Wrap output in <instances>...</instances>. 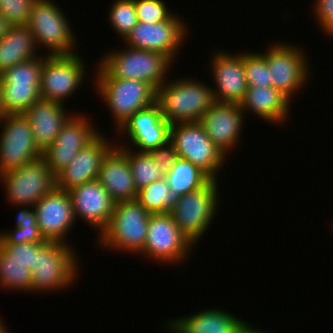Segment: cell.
Masks as SVG:
<instances>
[{"instance_id":"cell-19","label":"cell","mask_w":333,"mask_h":333,"mask_svg":"<svg viewBox=\"0 0 333 333\" xmlns=\"http://www.w3.org/2000/svg\"><path fill=\"white\" fill-rule=\"evenodd\" d=\"M244 116L240 104L215 102L198 122L211 141L228 157L240 142Z\"/></svg>"},{"instance_id":"cell-28","label":"cell","mask_w":333,"mask_h":333,"mask_svg":"<svg viewBox=\"0 0 333 333\" xmlns=\"http://www.w3.org/2000/svg\"><path fill=\"white\" fill-rule=\"evenodd\" d=\"M115 145L127 156L132 170L133 180L137 191L149 184L164 179L165 170L158 161H154L148 152L134 151L126 144ZM126 145V146H125Z\"/></svg>"},{"instance_id":"cell-44","label":"cell","mask_w":333,"mask_h":333,"mask_svg":"<svg viewBox=\"0 0 333 333\" xmlns=\"http://www.w3.org/2000/svg\"><path fill=\"white\" fill-rule=\"evenodd\" d=\"M4 115V109L2 104V84H1V75H0V118Z\"/></svg>"},{"instance_id":"cell-22","label":"cell","mask_w":333,"mask_h":333,"mask_svg":"<svg viewBox=\"0 0 333 333\" xmlns=\"http://www.w3.org/2000/svg\"><path fill=\"white\" fill-rule=\"evenodd\" d=\"M64 105L40 98L23 113L30 122L35 144L42 153L54 142L62 126L74 114L68 112Z\"/></svg>"},{"instance_id":"cell-9","label":"cell","mask_w":333,"mask_h":333,"mask_svg":"<svg viewBox=\"0 0 333 333\" xmlns=\"http://www.w3.org/2000/svg\"><path fill=\"white\" fill-rule=\"evenodd\" d=\"M169 142L180 158L189 160L212 179L219 180L217 175L223 170L227 157L211 141L199 122L171 125Z\"/></svg>"},{"instance_id":"cell-1","label":"cell","mask_w":333,"mask_h":333,"mask_svg":"<svg viewBox=\"0 0 333 333\" xmlns=\"http://www.w3.org/2000/svg\"><path fill=\"white\" fill-rule=\"evenodd\" d=\"M103 56L96 63L95 77L142 80L155 90L169 78L167 73L174 64L162 53L129 46L107 52Z\"/></svg>"},{"instance_id":"cell-25","label":"cell","mask_w":333,"mask_h":333,"mask_svg":"<svg viewBox=\"0 0 333 333\" xmlns=\"http://www.w3.org/2000/svg\"><path fill=\"white\" fill-rule=\"evenodd\" d=\"M290 103L292 102L274 87L254 86L247 88L240 107L246 115L247 112H252L261 120L283 126L290 117Z\"/></svg>"},{"instance_id":"cell-20","label":"cell","mask_w":333,"mask_h":333,"mask_svg":"<svg viewBox=\"0 0 333 333\" xmlns=\"http://www.w3.org/2000/svg\"><path fill=\"white\" fill-rule=\"evenodd\" d=\"M76 221L81 219L97 231V235L107 227L114 211L115 202L96 179L68 190Z\"/></svg>"},{"instance_id":"cell-43","label":"cell","mask_w":333,"mask_h":333,"mask_svg":"<svg viewBox=\"0 0 333 333\" xmlns=\"http://www.w3.org/2000/svg\"><path fill=\"white\" fill-rule=\"evenodd\" d=\"M11 25L6 18L0 14V39L7 33Z\"/></svg>"},{"instance_id":"cell-31","label":"cell","mask_w":333,"mask_h":333,"mask_svg":"<svg viewBox=\"0 0 333 333\" xmlns=\"http://www.w3.org/2000/svg\"><path fill=\"white\" fill-rule=\"evenodd\" d=\"M4 114H23L41 98L40 84H6L1 79Z\"/></svg>"},{"instance_id":"cell-13","label":"cell","mask_w":333,"mask_h":333,"mask_svg":"<svg viewBox=\"0 0 333 333\" xmlns=\"http://www.w3.org/2000/svg\"><path fill=\"white\" fill-rule=\"evenodd\" d=\"M178 16L173 13L166 21L153 24L138 22L123 40L125 46L162 53L175 63L189 27Z\"/></svg>"},{"instance_id":"cell-4","label":"cell","mask_w":333,"mask_h":333,"mask_svg":"<svg viewBox=\"0 0 333 333\" xmlns=\"http://www.w3.org/2000/svg\"><path fill=\"white\" fill-rule=\"evenodd\" d=\"M150 213L134 199L115 204L107 227L98 235L102 249L117 252L142 253L145 245Z\"/></svg>"},{"instance_id":"cell-5","label":"cell","mask_w":333,"mask_h":333,"mask_svg":"<svg viewBox=\"0 0 333 333\" xmlns=\"http://www.w3.org/2000/svg\"><path fill=\"white\" fill-rule=\"evenodd\" d=\"M94 79L93 86L112 114L116 131L136 112L156 102V90L145 81L116 77Z\"/></svg>"},{"instance_id":"cell-11","label":"cell","mask_w":333,"mask_h":333,"mask_svg":"<svg viewBox=\"0 0 333 333\" xmlns=\"http://www.w3.org/2000/svg\"><path fill=\"white\" fill-rule=\"evenodd\" d=\"M0 181L12 207L34 206L56 187V177L43 157L2 173Z\"/></svg>"},{"instance_id":"cell-16","label":"cell","mask_w":333,"mask_h":333,"mask_svg":"<svg viewBox=\"0 0 333 333\" xmlns=\"http://www.w3.org/2000/svg\"><path fill=\"white\" fill-rule=\"evenodd\" d=\"M214 52L209 64L214 80V87H211L215 100L219 103L240 104L248 88L244 71V52L231 54L220 48Z\"/></svg>"},{"instance_id":"cell-26","label":"cell","mask_w":333,"mask_h":333,"mask_svg":"<svg viewBox=\"0 0 333 333\" xmlns=\"http://www.w3.org/2000/svg\"><path fill=\"white\" fill-rule=\"evenodd\" d=\"M27 25L11 26L0 39V74L6 69L34 59L41 54Z\"/></svg>"},{"instance_id":"cell-27","label":"cell","mask_w":333,"mask_h":333,"mask_svg":"<svg viewBox=\"0 0 333 333\" xmlns=\"http://www.w3.org/2000/svg\"><path fill=\"white\" fill-rule=\"evenodd\" d=\"M165 179L177 197L202 188L212 180L200 167L180 157L165 172Z\"/></svg>"},{"instance_id":"cell-41","label":"cell","mask_w":333,"mask_h":333,"mask_svg":"<svg viewBox=\"0 0 333 333\" xmlns=\"http://www.w3.org/2000/svg\"><path fill=\"white\" fill-rule=\"evenodd\" d=\"M20 207V210L16 217L15 227H18L19 224H26L31 222H37L36 213L33 206H15ZM22 207V208H21ZM32 207V209L30 208Z\"/></svg>"},{"instance_id":"cell-38","label":"cell","mask_w":333,"mask_h":333,"mask_svg":"<svg viewBox=\"0 0 333 333\" xmlns=\"http://www.w3.org/2000/svg\"><path fill=\"white\" fill-rule=\"evenodd\" d=\"M315 1V2H314ZM312 13L326 36H333V0H313Z\"/></svg>"},{"instance_id":"cell-18","label":"cell","mask_w":333,"mask_h":333,"mask_svg":"<svg viewBox=\"0 0 333 333\" xmlns=\"http://www.w3.org/2000/svg\"><path fill=\"white\" fill-rule=\"evenodd\" d=\"M170 128L171 124L155 102L136 112L116 132L117 136L126 135L132 149L135 147L136 151L148 152L169 142Z\"/></svg>"},{"instance_id":"cell-3","label":"cell","mask_w":333,"mask_h":333,"mask_svg":"<svg viewBox=\"0 0 333 333\" xmlns=\"http://www.w3.org/2000/svg\"><path fill=\"white\" fill-rule=\"evenodd\" d=\"M69 245L57 241L35 243L32 293L48 294L73 286L79 278L80 265L75 248Z\"/></svg>"},{"instance_id":"cell-15","label":"cell","mask_w":333,"mask_h":333,"mask_svg":"<svg viewBox=\"0 0 333 333\" xmlns=\"http://www.w3.org/2000/svg\"><path fill=\"white\" fill-rule=\"evenodd\" d=\"M82 115L74 112L62 126L54 142L42 153L55 176L101 133L86 115Z\"/></svg>"},{"instance_id":"cell-32","label":"cell","mask_w":333,"mask_h":333,"mask_svg":"<svg viewBox=\"0 0 333 333\" xmlns=\"http://www.w3.org/2000/svg\"><path fill=\"white\" fill-rule=\"evenodd\" d=\"M108 20L123 41L138 23L134 0H115L109 10Z\"/></svg>"},{"instance_id":"cell-45","label":"cell","mask_w":333,"mask_h":333,"mask_svg":"<svg viewBox=\"0 0 333 333\" xmlns=\"http://www.w3.org/2000/svg\"><path fill=\"white\" fill-rule=\"evenodd\" d=\"M6 327V323H3V320L0 319V333H9V330Z\"/></svg>"},{"instance_id":"cell-29","label":"cell","mask_w":333,"mask_h":333,"mask_svg":"<svg viewBox=\"0 0 333 333\" xmlns=\"http://www.w3.org/2000/svg\"><path fill=\"white\" fill-rule=\"evenodd\" d=\"M0 288L1 290H12L32 293L31 270L23 262L11 260L0 247ZM3 288V289H2Z\"/></svg>"},{"instance_id":"cell-10","label":"cell","mask_w":333,"mask_h":333,"mask_svg":"<svg viewBox=\"0 0 333 333\" xmlns=\"http://www.w3.org/2000/svg\"><path fill=\"white\" fill-rule=\"evenodd\" d=\"M195 245L181 231L170 213L151 214L140 256L157 263L184 264Z\"/></svg>"},{"instance_id":"cell-7","label":"cell","mask_w":333,"mask_h":333,"mask_svg":"<svg viewBox=\"0 0 333 333\" xmlns=\"http://www.w3.org/2000/svg\"><path fill=\"white\" fill-rule=\"evenodd\" d=\"M219 185L218 180L212 179L206 186L179 196L176 206L170 211L180 231L194 245L204 237L218 213Z\"/></svg>"},{"instance_id":"cell-12","label":"cell","mask_w":333,"mask_h":333,"mask_svg":"<svg viewBox=\"0 0 333 333\" xmlns=\"http://www.w3.org/2000/svg\"><path fill=\"white\" fill-rule=\"evenodd\" d=\"M85 67V61L77 53L55 56L45 54L40 75L41 98L64 104L85 80L88 73Z\"/></svg>"},{"instance_id":"cell-34","label":"cell","mask_w":333,"mask_h":333,"mask_svg":"<svg viewBox=\"0 0 333 333\" xmlns=\"http://www.w3.org/2000/svg\"><path fill=\"white\" fill-rule=\"evenodd\" d=\"M244 71L248 87H273L265 56L259 52H244Z\"/></svg>"},{"instance_id":"cell-17","label":"cell","mask_w":333,"mask_h":333,"mask_svg":"<svg viewBox=\"0 0 333 333\" xmlns=\"http://www.w3.org/2000/svg\"><path fill=\"white\" fill-rule=\"evenodd\" d=\"M33 207L44 239L70 244L66 236L76 224V219L69 192L55 187Z\"/></svg>"},{"instance_id":"cell-39","label":"cell","mask_w":333,"mask_h":333,"mask_svg":"<svg viewBox=\"0 0 333 333\" xmlns=\"http://www.w3.org/2000/svg\"><path fill=\"white\" fill-rule=\"evenodd\" d=\"M0 247L10 255L11 260L23 262L30 270L34 267L35 243L0 245Z\"/></svg>"},{"instance_id":"cell-42","label":"cell","mask_w":333,"mask_h":333,"mask_svg":"<svg viewBox=\"0 0 333 333\" xmlns=\"http://www.w3.org/2000/svg\"><path fill=\"white\" fill-rule=\"evenodd\" d=\"M251 326L247 321H243V323L239 326L236 333H272L271 331L268 332L266 330H260L257 327Z\"/></svg>"},{"instance_id":"cell-14","label":"cell","mask_w":333,"mask_h":333,"mask_svg":"<svg viewBox=\"0 0 333 333\" xmlns=\"http://www.w3.org/2000/svg\"><path fill=\"white\" fill-rule=\"evenodd\" d=\"M0 123V175L42 157L23 114H4Z\"/></svg>"},{"instance_id":"cell-23","label":"cell","mask_w":333,"mask_h":333,"mask_svg":"<svg viewBox=\"0 0 333 333\" xmlns=\"http://www.w3.org/2000/svg\"><path fill=\"white\" fill-rule=\"evenodd\" d=\"M97 180L115 203L134 200L137 189L127 156L115 145L103 158Z\"/></svg>"},{"instance_id":"cell-37","label":"cell","mask_w":333,"mask_h":333,"mask_svg":"<svg viewBox=\"0 0 333 333\" xmlns=\"http://www.w3.org/2000/svg\"><path fill=\"white\" fill-rule=\"evenodd\" d=\"M37 0H0V14L11 26L27 25Z\"/></svg>"},{"instance_id":"cell-8","label":"cell","mask_w":333,"mask_h":333,"mask_svg":"<svg viewBox=\"0 0 333 333\" xmlns=\"http://www.w3.org/2000/svg\"><path fill=\"white\" fill-rule=\"evenodd\" d=\"M304 51L299 45L278 41L261 52L267 60L273 87L291 102L295 94L300 93L311 80L309 70L312 67Z\"/></svg>"},{"instance_id":"cell-35","label":"cell","mask_w":333,"mask_h":333,"mask_svg":"<svg viewBox=\"0 0 333 333\" xmlns=\"http://www.w3.org/2000/svg\"><path fill=\"white\" fill-rule=\"evenodd\" d=\"M164 0H134L138 22L158 23L166 21L174 12Z\"/></svg>"},{"instance_id":"cell-30","label":"cell","mask_w":333,"mask_h":333,"mask_svg":"<svg viewBox=\"0 0 333 333\" xmlns=\"http://www.w3.org/2000/svg\"><path fill=\"white\" fill-rule=\"evenodd\" d=\"M177 198L170 190L164 178L140 189L136 200L150 214H165L170 213L176 206Z\"/></svg>"},{"instance_id":"cell-6","label":"cell","mask_w":333,"mask_h":333,"mask_svg":"<svg viewBox=\"0 0 333 333\" xmlns=\"http://www.w3.org/2000/svg\"><path fill=\"white\" fill-rule=\"evenodd\" d=\"M59 6L54 0H37L27 23L38 48H47L49 56L77 53L74 29Z\"/></svg>"},{"instance_id":"cell-40","label":"cell","mask_w":333,"mask_h":333,"mask_svg":"<svg viewBox=\"0 0 333 333\" xmlns=\"http://www.w3.org/2000/svg\"><path fill=\"white\" fill-rule=\"evenodd\" d=\"M154 161H158L162 168L167 171L179 158L177 152L175 151L173 145L168 142L167 144L157 147L148 151Z\"/></svg>"},{"instance_id":"cell-33","label":"cell","mask_w":333,"mask_h":333,"mask_svg":"<svg viewBox=\"0 0 333 333\" xmlns=\"http://www.w3.org/2000/svg\"><path fill=\"white\" fill-rule=\"evenodd\" d=\"M44 54L23 63H18L2 72L1 79L6 84L29 85L40 84L41 67Z\"/></svg>"},{"instance_id":"cell-2","label":"cell","mask_w":333,"mask_h":333,"mask_svg":"<svg viewBox=\"0 0 333 333\" xmlns=\"http://www.w3.org/2000/svg\"><path fill=\"white\" fill-rule=\"evenodd\" d=\"M156 90V102L171 124L198 122L216 100L209 84L197 78L167 80Z\"/></svg>"},{"instance_id":"cell-24","label":"cell","mask_w":333,"mask_h":333,"mask_svg":"<svg viewBox=\"0 0 333 333\" xmlns=\"http://www.w3.org/2000/svg\"><path fill=\"white\" fill-rule=\"evenodd\" d=\"M236 316L213 307L168 320L165 328L170 333H236L244 321Z\"/></svg>"},{"instance_id":"cell-36","label":"cell","mask_w":333,"mask_h":333,"mask_svg":"<svg viewBox=\"0 0 333 333\" xmlns=\"http://www.w3.org/2000/svg\"><path fill=\"white\" fill-rule=\"evenodd\" d=\"M47 240L41 235L37 222L19 224L11 231H0V245H15L21 243H41Z\"/></svg>"},{"instance_id":"cell-21","label":"cell","mask_w":333,"mask_h":333,"mask_svg":"<svg viewBox=\"0 0 333 333\" xmlns=\"http://www.w3.org/2000/svg\"><path fill=\"white\" fill-rule=\"evenodd\" d=\"M100 133L91 143L81 149L71 163L56 177V187L70 190L77 185L96 180L103 158L115 146V142Z\"/></svg>"}]
</instances>
